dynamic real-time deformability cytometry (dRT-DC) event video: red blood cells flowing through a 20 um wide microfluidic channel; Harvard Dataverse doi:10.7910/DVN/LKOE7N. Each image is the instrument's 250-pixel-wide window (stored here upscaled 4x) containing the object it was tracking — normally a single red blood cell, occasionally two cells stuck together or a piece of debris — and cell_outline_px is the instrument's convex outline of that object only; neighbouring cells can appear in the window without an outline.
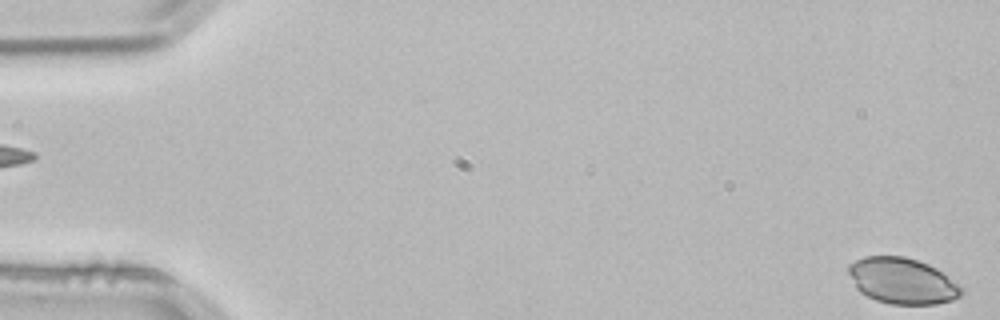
{"species": "common noctule bat (a hibernating species)", "species_latin": "Nyctalus noctula", "temperature_condition": "room temperature", "stored_images_in_passage": 2, "camera_frame_rate_fps": 3000, "um_per_image_px": 0.085, "animal": {"sex": "male", "body_mass_g": 21.5, "forearm_length_mm": 52.0}, "frame": {"image": 1, "passage_image": 2, "time_ms": 0.333, "image_size_px": [1000, 320], "cell_outline_px": [[964, 292], [960, 296], [952, 300], [936, 304], [892, 304], [876, 300], [860, 292], [856, 288], [848, 272], [848, 264], [864, 256], [904, 256], [928, 264], [936, 268], [964, 288]], "centroid_in_image_um": [76.7, 23.87], "position_along_channel_um": 8.3, "area_um2": 30.23}}